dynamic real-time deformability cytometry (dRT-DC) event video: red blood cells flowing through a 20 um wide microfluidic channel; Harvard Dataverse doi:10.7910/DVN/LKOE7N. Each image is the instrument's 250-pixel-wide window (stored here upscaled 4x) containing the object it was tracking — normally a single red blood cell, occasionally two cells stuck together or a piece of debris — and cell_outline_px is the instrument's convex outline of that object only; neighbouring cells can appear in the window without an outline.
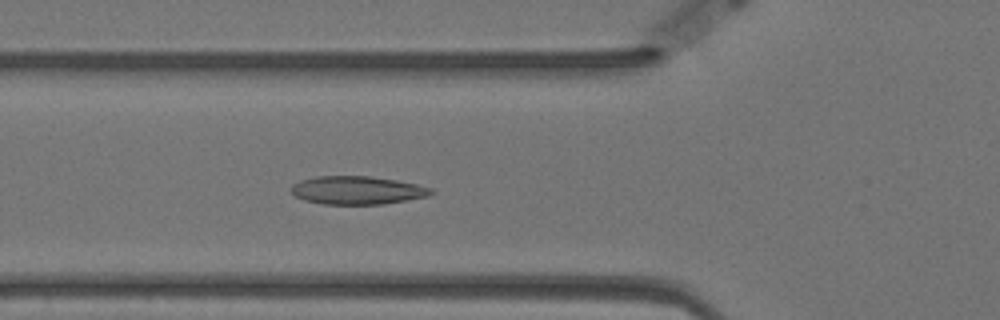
{"species": "Egyptian fruit bat (a non-hibernating species)", "species_latin": "Rousettus aegyptiacus", "temperature_condition": "warm", "stored_images_in_passage": 57, "camera_frame_rate_fps": 3000, "um_per_image_px": 0.085, "animal": {"sex": "female"}, "frame": {"image": 1, "passage_image": 19, "time_ms": 6.0, "image_size_px": [1000, 320], "cell_outline_px": [[436, 192], [428, 196], [384, 204], [324, 204], [304, 200], [296, 196], [288, 188], [292, 184], [300, 180], [316, 176], [372, 176], [396, 180], [416, 184], [432, 188]], "centroid_in_image_um": [30.35, 16.16], "position_along_channel_um": 95.4, "area_um2": 23.12}}
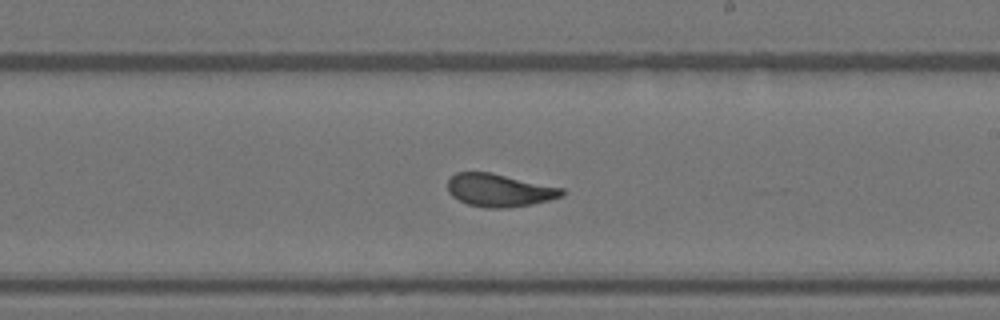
{"frame": {"image": 2, "passage_image": 32, "time_ms": 10.333, "image_size_px": [1000, 320], "cell_outline_px": [[564, 196], [532, 204], [508, 208], [488, 208], [468, 204], [452, 196], [448, 192], [448, 180], [456, 172], [492, 172], [564, 188]], "centroid_in_image_um": [42.46, 16.16], "position_along_channel_um": 246.5, "area_um2": 21.96}}
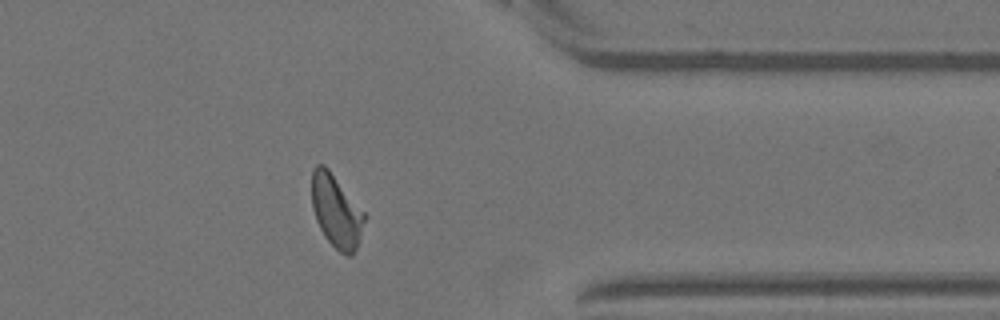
{"frame": {"image": 3, "passage_image": 45, "time_ms": 14.667, "image_size_px": [1000, 320], "cell_outline_px": [[368, 216], [356, 248], [352, 256], [348, 256], [340, 252], [324, 236], [316, 220], [312, 208], [312, 168], [316, 164], [324, 164], [328, 168]], "centroid_in_image_um": [28.59, 17.94], "position_along_channel_um": 382.8, "area_um2": 22.48}, "authors_computed_cell_mechanics": {"area_um2": 22.5998, "velocity_mm_per_s": 3.472, "shape_relaxation_time_tau1_ms": 9.4545, "shape_relaxation_time_tau2_ms": 1.2548, "deformation_change_tau1": 0.2522, "deformation_change_tau2": 0.081}}